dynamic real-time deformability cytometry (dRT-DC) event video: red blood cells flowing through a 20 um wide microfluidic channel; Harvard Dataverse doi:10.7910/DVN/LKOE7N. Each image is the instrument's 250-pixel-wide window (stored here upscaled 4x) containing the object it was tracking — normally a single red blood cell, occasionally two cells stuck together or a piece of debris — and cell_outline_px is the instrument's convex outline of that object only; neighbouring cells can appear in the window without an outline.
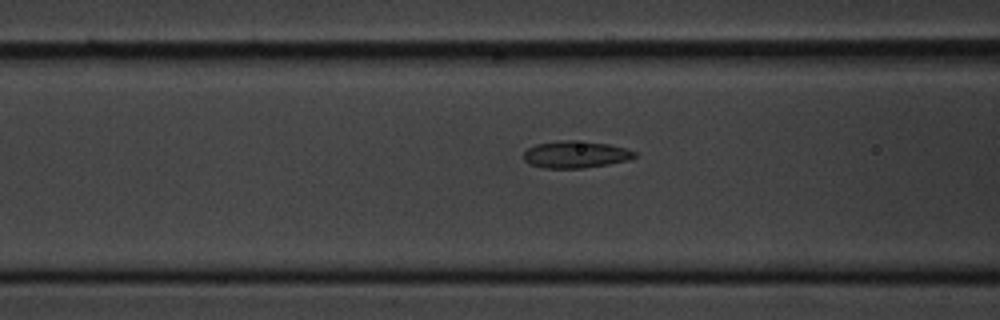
{"species": "common noctule bat (a hibernating species)", "species_latin": "Nyctalus noctula", "temperature_condition": "cold", "stored_images_in_passage": 15, "camera_frame_rate_fps": 3000, "um_per_image_px": 0.085, "animal": {"sex": "male", "body_mass_g": 20.1, "forearm_length_mm": 53.5}, "frame": {"image": 1, "passage_image": 9, "time_ms": 2.667, "image_size_px": [1000, 320], "cell_outline_px": [[636, 156], [628, 160], [608, 164], [584, 168], [544, 168], [528, 164], [524, 160], [524, 152], [528, 148], [536, 144], [560, 140], [572, 140], [608, 144], [624, 148], [636, 152]], "centroid_in_image_um": [48.89, 13.13], "position_along_channel_um": 117.7, "area_um2": 17.4}}
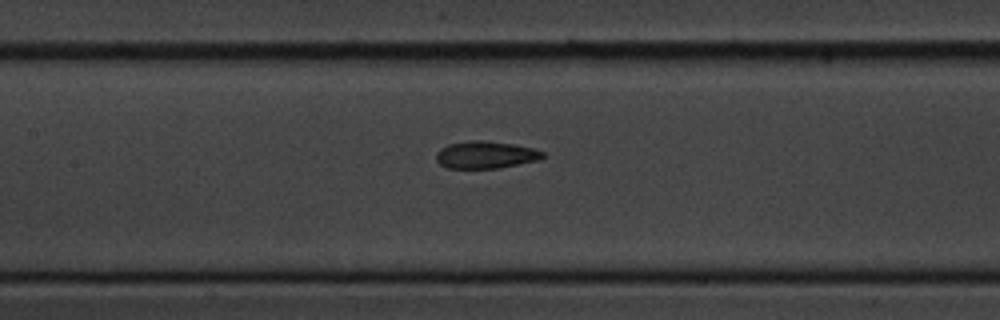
{"frame": {"image": 2, "passage_image": 13, "time_ms": 4.0, "image_size_px": [1000, 320], "cell_outline_px": [[544, 156], [540, 160], [496, 168], [448, 168], [440, 164], [436, 160], [436, 152], [440, 148], [448, 144], [468, 140], [484, 140], [512, 144], [532, 148], [544, 152]], "centroid_in_image_um": [41.25, 13.15], "position_along_channel_um": 166.2, "area_um2": 16.94}}